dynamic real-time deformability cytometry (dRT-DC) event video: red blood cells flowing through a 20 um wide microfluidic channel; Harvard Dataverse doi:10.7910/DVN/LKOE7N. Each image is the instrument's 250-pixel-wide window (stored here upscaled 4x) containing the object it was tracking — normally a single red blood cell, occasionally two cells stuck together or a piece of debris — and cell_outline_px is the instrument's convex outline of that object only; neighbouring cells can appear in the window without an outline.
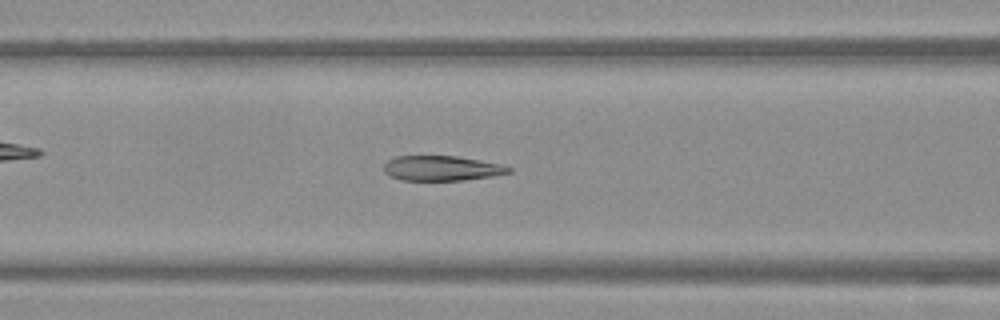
{"species": "Egyptian fruit bat (a non-hibernating species)", "species_latin": "Rousettus aegyptiacus", "temperature_condition": "warm", "stored_images_in_passage": 47, "camera_frame_rate_fps": 3000, "um_per_image_px": 0.085, "frame": {"image": 1, "passage_image": 17, "time_ms": 5.333, "image_size_px": [1000, 320], "cell_outline_px": [[512, 172], [492, 176], [464, 180], [400, 180], [384, 172], [384, 164], [388, 160], [396, 156], [456, 156], [504, 164], [512, 168]], "centroid_in_image_um": [37.58, 14.3], "position_along_channel_um": 129.0, "area_um2": 18.21}}
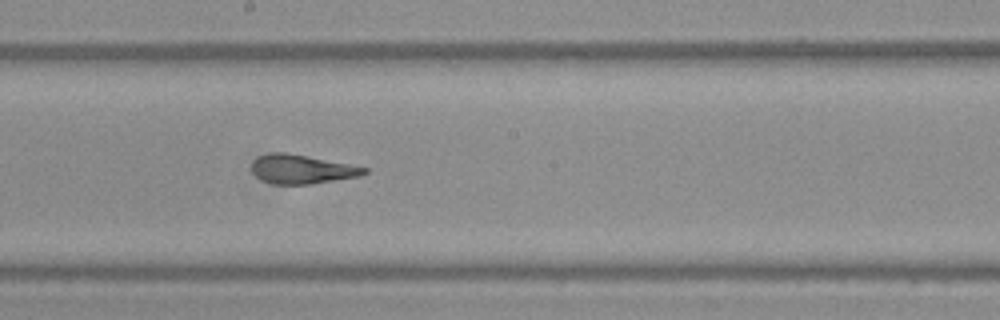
{"frame": {"image": 2, "passage_image": 24, "time_ms": 7.667, "image_size_px": [1000, 320], "cell_outline_px": [[368, 172], [360, 176], [312, 184], [272, 184], [260, 180], [252, 172], [252, 160], [260, 156], [272, 152], [284, 152], [308, 156], [368, 168]], "centroid_in_image_um": [25.62, 14.39], "position_along_channel_um": 222.6, "area_um2": 19.02}}
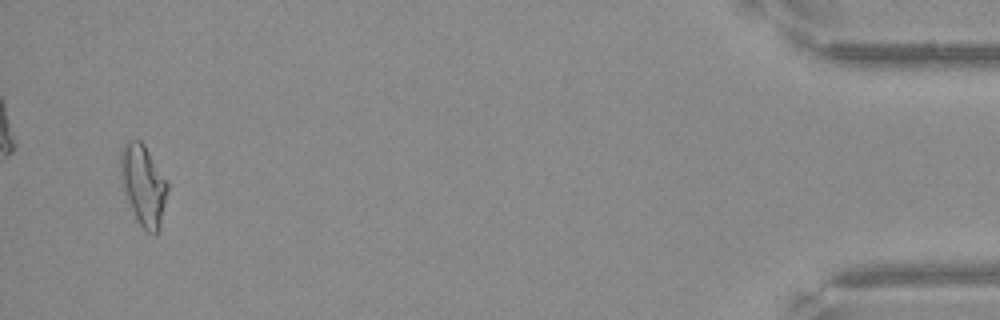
{"frame": {"image": 3, "passage_image": 45, "time_ms": 14.667, "image_size_px": [1000, 320], "cell_outline_px": [[168, 192], [160, 228], [156, 236], [148, 232], [136, 220], [128, 200], [120, 176], [120, 152], [132, 140], [140, 140], [144, 144], [168, 180]], "centroid_in_image_um": [12.23, 15.76], "position_along_channel_um": 423.0, "area_um2": 22.02}}